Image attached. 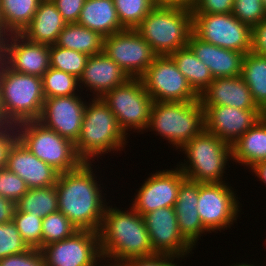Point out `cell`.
<instances>
[{
    "label": "cell",
    "mask_w": 266,
    "mask_h": 266,
    "mask_svg": "<svg viewBox=\"0 0 266 266\" xmlns=\"http://www.w3.org/2000/svg\"><path fill=\"white\" fill-rule=\"evenodd\" d=\"M18 140L37 158L59 174L76 169L83 161L77 156L74 143L39 121L16 125Z\"/></svg>",
    "instance_id": "cell-8"
},
{
    "label": "cell",
    "mask_w": 266,
    "mask_h": 266,
    "mask_svg": "<svg viewBox=\"0 0 266 266\" xmlns=\"http://www.w3.org/2000/svg\"><path fill=\"white\" fill-rule=\"evenodd\" d=\"M101 99L116 116L120 128L144 131L148 128L153 99L144 89L140 78H129L125 83L105 93Z\"/></svg>",
    "instance_id": "cell-9"
},
{
    "label": "cell",
    "mask_w": 266,
    "mask_h": 266,
    "mask_svg": "<svg viewBox=\"0 0 266 266\" xmlns=\"http://www.w3.org/2000/svg\"><path fill=\"white\" fill-rule=\"evenodd\" d=\"M241 76L256 105L266 114V56L253 51L244 55Z\"/></svg>",
    "instance_id": "cell-31"
},
{
    "label": "cell",
    "mask_w": 266,
    "mask_h": 266,
    "mask_svg": "<svg viewBox=\"0 0 266 266\" xmlns=\"http://www.w3.org/2000/svg\"><path fill=\"white\" fill-rule=\"evenodd\" d=\"M56 45L92 56L103 52L104 37L96 31L71 23L66 24L60 32Z\"/></svg>",
    "instance_id": "cell-30"
},
{
    "label": "cell",
    "mask_w": 266,
    "mask_h": 266,
    "mask_svg": "<svg viewBox=\"0 0 266 266\" xmlns=\"http://www.w3.org/2000/svg\"><path fill=\"white\" fill-rule=\"evenodd\" d=\"M91 163L82 162L76 169L60 173L55 188L59 211L75 228L98 232L107 203L102 199L103 191L95 180Z\"/></svg>",
    "instance_id": "cell-1"
},
{
    "label": "cell",
    "mask_w": 266,
    "mask_h": 266,
    "mask_svg": "<svg viewBox=\"0 0 266 266\" xmlns=\"http://www.w3.org/2000/svg\"><path fill=\"white\" fill-rule=\"evenodd\" d=\"M232 14L251 28L266 18L262 0H234Z\"/></svg>",
    "instance_id": "cell-39"
},
{
    "label": "cell",
    "mask_w": 266,
    "mask_h": 266,
    "mask_svg": "<svg viewBox=\"0 0 266 266\" xmlns=\"http://www.w3.org/2000/svg\"><path fill=\"white\" fill-rule=\"evenodd\" d=\"M234 0H197L192 14H226L232 13Z\"/></svg>",
    "instance_id": "cell-42"
},
{
    "label": "cell",
    "mask_w": 266,
    "mask_h": 266,
    "mask_svg": "<svg viewBox=\"0 0 266 266\" xmlns=\"http://www.w3.org/2000/svg\"><path fill=\"white\" fill-rule=\"evenodd\" d=\"M124 29H136L156 6L154 0H113Z\"/></svg>",
    "instance_id": "cell-34"
},
{
    "label": "cell",
    "mask_w": 266,
    "mask_h": 266,
    "mask_svg": "<svg viewBox=\"0 0 266 266\" xmlns=\"http://www.w3.org/2000/svg\"><path fill=\"white\" fill-rule=\"evenodd\" d=\"M192 32L221 48L245 54L252 51V28L232 13L192 14Z\"/></svg>",
    "instance_id": "cell-10"
},
{
    "label": "cell",
    "mask_w": 266,
    "mask_h": 266,
    "mask_svg": "<svg viewBox=\"0 0 266 266\" xmlns=\"http://www.w3.org/2000/svg\"><path fill=\"white\" fill-rule=\"evenodd\" d=\"M199 101L207 106H230L237 109H260L242 76L214 78L199 95Z\"/></svg>",
    "instance_id": "cell-21"
},
{
    "label": "cell",
    "mask_w": 266,
    "mask_h": 266,
    "mask_svg": "<svg viewBox=\"0 0 266 266\" xmlns=\"http://www.w3.org/2000/svg\"><path fill=\"white\" fill-rule=\"evenodd\" d=\"M129 78L118 64L102 52L88 57L82 75L79 77V87L81 88L83 84L93 92V96L96 95L94 98H101Z\"/></svg>",
    "instance_id": "cell-22"
},
{
    "label": "cell",
    "mask_w": 266,
    "mask_h": 266,
    "mask_svg": "<svg viewBox=\"0 0 266 266\" xmlns=\"http://www.w3.org/2000/svg\"><path fill=\"white\" fill-rule=\"evenodd\" d=\"M0 59L15 72L39 77L51 67L49 45L30 42L21 34L0 38Z\"/></svg>",
    "instance_id": "cell-15"
},
{
    "label": "cell",
    "mask_w": 266,
    "mask_h": 266,
    "mask_svg": "<svg viewBox=\"0 0 266 266\" xmlns=\"http://www.w3.org/2000/svg\"><path fill=\"white\" fill-rule=\"evenodd\" d=\"M139 78L153 101L191 102L199 100V96L190 87L169 55L156 56Z\"/></svg>",
    "instance_id": "cell-11"
},
{
    "label": "cell",
    "mask_w": 266,
    "mask_h": 266,
    "mask_svg": "<svg viewBox=\"0 0 266 266\" xmlns=\"http://www.w3.org/2000/svg\"><path fill=\"white\" fill-rule=\"evenodd\" d=\"M0 89L3 112L12 125L38 121L45 101L42 77L15 72L0 59Z\"/></svg>",
    "instance_id": "cell-4"
},
{
    "label": "cell",
    "mask_w": 266,
    "mask_h": 266,
    "mask_svg": "<svg viewBox=\"0 0 266 266\" xmlns=\"http://www.w3.org/2000/svg\"><path fill=\"white\" fill-rule=\"evenodd\" d=\"M232 159L246 167L266 160V115L232 144Z\"/></svg>",
    "instance_id": "cell-27"
},
{
    "label": "cell",
    "mask_w": 266,
    "mask_h": 266,
    "mask_svg": "<svg viewBox=\"0 0 266 266\" xmlns=\"http://www.w3.org/2000/svg\"><path fill=\"white\" fill-rule=\"evenodd\" d=\"M185 179L178 167L151 174L135 195L132 208L143 216L159 208L174 207L179 187Z\"/></svg>",
    "instance_id": "cell-17"
},
{
    "label": "cell",
    "mask_w": 266,
    "mask_h": 266,
    "mask_svg": "<svg viewBox=\"0 0 266 266\" xmlns=\"http://www.w3.org/2000/svg\"><path fill=\"white\" fill-rule=\"evenodd\" d=\"M77 229L60 211L51 213L42 221V247L70 237Z\"/></svg>",
    "instance_id": "cell-36"
},
{
    "label": "cell",
    "mask_w": 266,
    "mask_h": 266,
    "mask_svg": "<svg viewBox=\"0 0 266 266\" xmlns=\"http://www.w3.org/2000/svg\"><path fill=\"white\" fill-rule=\"evenodd\" d=\"M77 24L96 31L103 37L124 30L113 0H86Z\"/></svg>",
    "instance_id": "cell-26"
},
{
    "label": "cell",
    "mask_w": 266,
    "mask_h": 266,
    "mask_svg": "<svg viewBox=\"0 0 266 266\" xmlns=\"http://www.w3.org/2000/svg\"><path fill=\"white\" fill-rule=\"evenodd\" d=\"M21 177L29 189L53 186L59 173L49 164L37 158L17 140L11 148L6 166Z\"/></svg>",
    "instance_id": "cell-20"
},
{
    "label": "cell",
    "mask_w": 266,
    "mask_h": 266,
    "mask_svg": "<svg viewBox=\"0 0 266 266\" xmlns=\"http://www.w3.org/2000/svg\"><path fill=\"white\" fill-rule=\"evenodd\" d=\"M86 104L78 95L45 98L38 121L75 143L80 135Z\"/></svg>",
    "instance_id": "cell-18"
},
{
    "label": "cell",
    "mask_w": 266,
    "mask_h": 266,
    "mask_svg": "<svg viewBox=\"0 0 266 266\" xmlns=\"http://www.w3.org/2000/svg\"><path fill=\"white\" fill-rule=\"evenodd\" d=\"M0 266H45V263L41 250L30 248L0 259Z\"/></svg>",
    "instance_id": "cell-41"
},
{
    "label": "cell",
    "mask_w": 266,
    "mask_h": 266,
    "mask_svg": "<svg viewBox=\"0 0 266 266\" xmlns=\"http://www.w3.org/2000/svg\"><path fill=\"white\" fill-rule=\"evenodd\" d=\"M188 46L198 59L210 69L213 78L241 75L245 53L225 49L205 42L191 33Z\"/></svg>",
    "instance_id": "cell-23"
},
{
    "label": "cell",
    "mask_w": 266,
    "mask_h": 266,
    "mask_svg": "<svg viewBox=\"0 0 266 266\" xmlns=\"http://www.w3.org/2000/svg\"><path fill=\"white\" fill-rule=\"evenodd\" d=\"M28 249L13 221L0 224V259Z\"/></svg>",
    "instance_id": "cell-38"
},
{
    "label": "cell",
    "mask_w": 266,
    "mask_h": 266,
    "mask_svg": "<svg viewBox=\"0 0 266 266\" xmlns=\"http://www.w3.org/2000/svg\"><path fill=\"white\" fill-rule=\"evenodd\" d=\"M252 51L266 56V18L252 28Z\"/></svg>",
    "instance_id": "cell-46"
},
{
    "label": "cell",
    "mask_w": 266,
    "mask_h": 266,
    "mask_svg": "<svg viewBox=\"0 0 266 266\" xmlns=\"http://www.w3.org/2000/svg\"><path fill=\"white\" fill-rule=\"evenodd\" d=\"M12 124L8 121L4 113H0V134L5 132Z\"/></svg>",
    "instance_id": "cell-50"
},
{
    "label": "cell",
    "mask_w": 266,
    "mask_h": 266,
    "mask_svg": "<svg viewBox=\"0 0 266 266\" xmlns=\"http://www.w3.org/2000/svg\"><path fill=\"white\" fill-rule=\"evenodd\" d=\"M15 203L0 195V224L13 221Z\"/></svg>",
    "instance_id": "cell-47"
},
{
    "label": "cell",
    "mask_w": 266,
    "mask_h": 266,
    "mask_svg": "<svg viewBox=\"0 0 266 266\" xmlns=\"http://www.w3.org/2000/svg\"><path fill=\"white\" fill-rule=\"evenodd\" d=\"M225 182L199 183L197 210L202 225L211 233L229 228L240 211L238 197ZM237 198V199H236Z\"/></svg>",
    "instance_id": "cell-12"
},
{
    "label": "cell",
    "mask_w": 266,
    "mask_h": 266,
    "mask_svg": "<svg viewBox=\"0 0 266 266\" xmlns=\"http://www.w3.org/2000/svg\"><path fill=\"white\" fill-rule=\"evenodd\" d=\"M50 66L72 74L79 79L85 68L88 55L75 50L62 48L56 44L49 46Z\"/></svg>",
    "instance_id": "cell-35"
},
{
    "label": "cell",
    "mask_w": 266,
    "mask_h": 266,
    "mask_svg": "<svg viewBox=\"0 0 266 266\" xmlns=\"http://www.w3.org/2000/svg\"><path fill=\"white\" fill-rule=\"evenodd\" d=\"M136 30L157 56L170 55L188 46L192 33V11L156 5Z\"/></svg>",
    "instance_id": "cell-5"
},
{
    "label": "cell",
    "mask_w": 266,
    "mask_h": 266,
    "mask_svg": "<svg viewBox=\"0 0 266 266\" xmlns=\"http://www.w3.org/2000/svg\"><path fill=\"white\" fill-rule=\"evenodd\" d=\"M183 149V150H182ZM187 162L177 165L185 177L199 183H219L226 163L232 159V147L205 128L182 148ZM231 157V158H230ZM189 159V160H188Z\"/></svg>",
    "instance_id": "cell-7"
},
{
    "label": "cell",
    "mask_w": 266,
    "mask_h": 266,
    "mask_svg": "<svg viewBox=\"0 0 266 266\" xmlns=\"http://www.w3.org/2000/svg\"><path fill=\"white\" fill-rule=\"evenodd\" d=\"M178 256L153 254L150 256L136 257L123 261L118 266H179L174 263Z\"/></svg>",
    "instance_id": "cell-43"
},
{
    "label": "cell",
    "mask_w": 266,
    "mask_h": 266,
    "mask_svg": "<svg viewBox=\"0 0 266 266\" xmlns=\"http://www.w3.org/2000/svg\"><path fill=\"white\" fill-rule=\"evenodd\" d=\"M42 84L45 98L77 95L80 86L77 77L52 67L43 74Z\"/></svg>",
    "instance_id": "cell-33"
},
{
    "label": "cell",
    "mask_w": 266,
    "mask_h": 266,
    "mask_svg": "<svg viewBox=\"0 0 266 266\" xmlns=\"http://www.w3.org/2000/svg\"><path fill=\"white\" fill-rule=\"evenodd\" d=\"M17 140L18 132L15 125H11L0 134V170L7 166L9 152Z\"/></svg>",
    "instance_id": "cell-45"
},
{
    "label": "cell",
    "mask_w": 266,
    "mask_h": 266,
    "mask_svg": "<svg viewBox=\"0 0 266 266\" xmlns=\"http://www.w3.org/2000/svg\"><path fill=\"white\" fill-rule=\"evenodd\" d=\"M0 113H4L3 108H2V102H1V89H0Z\"/></svg>",
    "instance_id": "cell-52"
},
{
    "label": "cell",
    "mask_w": 266,
    "mask_h": 266,
    "mask_svg": "<svg viewBox=\"0 0 266 266\" xmlns=\"http://www.w3.org/2000/svg\"><path fill=\"white\" fill-rule=\"evenodd\" d=\"M92 99V103L87 102L85 106L80 135L74 143L77 156L83 162L94 161L92 158H99L101 154L111 151H120L126 145L128 137L103 100Z\"/></svg>",
    "instance_id": "cell-3"
},
{
    "label": "cell",
    "mask_w": 266,
    "mask_h": 266,
    "mask_svg": "<svg viewBox=\"0 0 266 266\" xmlns=\"http://www.w3.org/2000/svg\"><path fill=\"white\" fill-rule=\"evenodd\" d=\"M184 75L193 91L199 96L213 81L210 69L196 57L189 46L176 50L169 55Z\"/></svg>",
    "instance_id": "cell-29"
},
{
    "label": "cell",
    "mask_w": 266,
    "mask_h": 266,
    "mask_svg": "<svg viewBox=\"0 0 266 266\" xmlns=\"http://www.w3.org/2000/svg\"><path fill=\"white\" fill-rule=\"evenodd\" d=\"M66 22L52 0H41L30 24L21 33L28 41L39 44H56Z\"/></svg>",
    "instance_id": "cell-25"
},
{
    "label": "cell",
    "mask_w": 266,
    "mask_h": 266,
    "mask_svg": "<svg viewBox=\"0 0 266 266\" xmlns=\"http://www.w3.org/2000/svg\"><path fill=\"white\" fill-rule=\"evenodd\" d=\"M67 24L77 23L86 0H52Z\"/></svg>",
    "instance_id": "cell-44"
},
{
    "label": "cell",
    "mask_w": 266,
    "mask_h": 266,
    "mask_svg": "<svg viewBox=\"0 0 266 266\" xmlns=\"http://www.w3.org/2000/svg\"><path fill=\"white\" fill-rule=\"evenodd\" d=\"M150 128L177 149H181L205 128L204 108L199 100L154 101L148 125L149 130Z\"/></svg>",
    "instance_id": "cell-6"
},
{
    "label": "cell",
    "mask_w": 266,
    "mask_h": 266,
    "mask_svg": "<svg viewBox=\"0 0 266 266\" xmlns=\"http://www.w3.org/2000/svg\"><path fill=\"white\" fill-rule=\"evenodd\" d=\"M262 4H263V7H264V9L266 11V0H262Z\"/></svg>",
    "instance_id": "cell-53"
},
{
    "label": "cell",
    "mask_w": 266,
    "mask_h": 266,
    "mask_svg": "<svg viewBox=\"0 0 266 266\" xmlns=\"http://www.w3.org/2000/svg\"><path fill=\"white\" fill-rule=\"evenodd\" d=\"M158 6L180 7L192 10L197 0H154Z\"/></svg>",
    "instance_id": "cell-48"
},
{
    "label": "cell",
    "mask_w": 266,
    "mask_h": 266,
    "mask_svg": "<svg viewBox=\"0 0 266 266\" xmlns=\"http://www.w3.org/2000/svg\"><path fill=\"white\" fill-rule=\"evenodd\" d=\"M103 52L130 78H139L157 56L136 29H124L104 37Z\"/></svg>",
    "instance_id": "cell-14"
},
{
    "label": "cell",
    "mask_w": 266,
    "mask_h": 266,
    "mask_svg": "<svg viewBox=\"0 0 266 266\" xmlns=\"http://www.w3.org/2000/svg\"><path fill=\"white\" fill-rule=\"evenodd\" d=\"M251 170L266 185V160L257 162L251 167Z\"/></svg>",
    "instance_id": "cell-49"
},
{
    "label": "cell",
    "mask_w": 266,
    "mask_h": 266,
    "mask_svg": "<svg viewBox=\"0 0 266 266\" xmlns=\"http://www.w3.org/2000/svg\"><path fill=\"white\" fill-rule=\"evenodd\" d=\"M41 0H0V38L21 34L30 24Z\"/></svg>",
    "instance_id": "cell-28"
},
{
    "label": "cell",
    "mask_w": 266,
    "mask_h": 266,
    "mask_svg": "<svg viewBox=\"0 0 266 266\" xmlns=\"http://www.w3.org/2000/svg\"><path fill=\"white\" fill-rule=\"evenodd\" d=\"M197 204L198 182L186 178L179 187L174 209L180 233L193 247L196 246L201 234L209 232L202 225Z\"/></svg>",
    "instance_id": "cell-24"
},
{
    "label": "cell",
    "mask_w": 266,
    "mask_h": 266,
    "mask_svg": "<svg viewBox=\"0 0 266 266\" xmlns=\"http://www.w3.org/2000/svg\"><path fill=\"white\" fill-rule=\"evenodd\" d=\"M16 211L33 214L41 218L59 211L55 185L31 188L16 203Z\"/></svg>",
    "instance_id": "cell-32"
},
{
    "label": "cell",
    "mask_w": 266,
    "mask_h": 266,
    "mask_svg": "<svg viewBox=\"0 0 266 266\" xmlns=\"http://www.w3.org/2000/svg\"><path fill=\"white\" fill-rule=\"evenodd\" d=\"M129 210L106 206L98 235L102 260H114L108 265L155 254L143 216L132 207Z\"/></svg>",
    "instance_id": "cell-2"
},
{
    "label": "cell",
    "mask_w": 266,
    "mask_h": 266,
    "mask_svg": "<svg viewBox=\"0 0 266 266\" xmlns=\"http://www.w3.org/2000/svg\"><path fill=\"white\" fill-rule=\"evenodd\" d=\"M42 221L43 218L33 214L14 211L13 222L29 248H42Z\"/></svg>",
    "instance_id": "cell-37"
},
{
    "label": "cell",
    "mask_w": 266,
    "mask_h": 266,
    "mask_svg": "<svg viewBox=\"0 0 266 266\" xmlns=\"http://www.w3.org/2000/svg\"><path fill=\"white\" fill-rule=\"evenodd\" d=\"M155 254L184 258L194 248L180 233L174 207L159 208L143 215Z\"/></svg>",
    "instance_id": "cell-16"
},
{
    "label": "cell",
    "mask_w": 266,
    "mask_h": 266,
    "mask_svg": "<svg viewBox=\"0 0 266 266\" xmlns=\"http://www.w3.org/2000/svg\"><path fill=\"white\" fill-rule=\"evenodd\" d=\"M40 250L45 266H97L102 261L98 232L91 230H77Z\"/></svg>",
    "instance_id": "cell-13"
},
{
    "label": "cell",
    "mask_w": 266,
    "mask_h": 266,
    "mask_svg": "<svg viewBox=\"0 0 266 266\" xmlns=\"http://www.w3.org/2000/svg\"><path fill=\"white\" fill-rule=\"evenodd\" d=\"M265 115L261 109L207 106L204 109L205 129L232 146Z\"/></svg>",
    "instance_id": "cell-19"
},
{
    "label": "cell",
    "mask_w": 266,
    "mask_h": 266,
    "mask_svg": "<svg viewBox=\"0 0 266 266\" xmlns=\"http://www.w3.org/2000/svg\"><path fill=\"white\" fill-rule=\"evenodd\" d=\"M29 190L25 181L7 167L0 170V195L16 203Z\"/></svg>",
    "instance_id": "cell-40"
},
{
    "label": "cell",
    "mask_w": 266,
    "mask_h": 266,
    "mask_svg": "<svg viewBox=\"0 0 266 266\" xmlns=\"http://www.w3.org/2000/svg\"><path fill=\"white\" fill-rule=\"evenodd\" d=\"M231 266H255V265H253V264L250 265V264H248V263H244V262H243V263H241V264H240V263H239V264L236 263V264L231 265Z\"/></svg>",
    "instance_id": "cell-51"
}]
</instances>
